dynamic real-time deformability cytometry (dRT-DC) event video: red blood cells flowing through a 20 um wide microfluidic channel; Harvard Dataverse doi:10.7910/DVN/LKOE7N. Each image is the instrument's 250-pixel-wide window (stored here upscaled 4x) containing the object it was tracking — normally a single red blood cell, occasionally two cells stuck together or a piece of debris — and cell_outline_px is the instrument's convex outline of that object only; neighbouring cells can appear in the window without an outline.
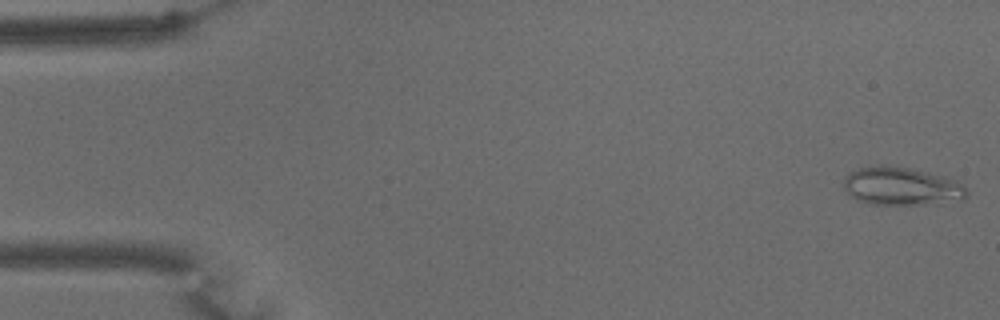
{"species": "common noctule bat (a hibernating species)", "species_latin": "Nyctalus noctula", "temperature_condition": "warm", "stored_images_in_passage": 58, "camera_frame_rate_fps": 3000, "um_per_image_px": 0.085, "animal": {"sex": "male", "body_mass_g": 15.6}, "frame": {"image": 1, "passage_image": 1, "time_ms": 0.0, "image_size_px": [1000, 320], "cell_outline_px": [[968, 196], [964, 200], [940, 204], [868, 204], [856, 200], [848, 196], [844, 188], [844, 176], [848, 172], [860, 168], [884, 164], [908, 168], [928, 172], [944, 176], [956, 180], [968, 192]], "centroid_in_image_um": [76.62, 15.84], "position_along_channel_um": 8.4, "area_um2": 27.8}}
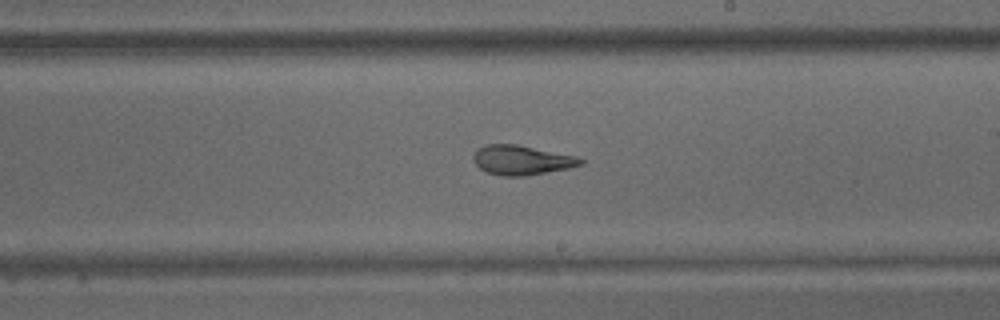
{"frame": {"image": 2, "passage_image": 33, "time_ms": 10.667, "image_size_px": [1000, 320], "cell_outline_px": [[584, 164], [568, 168], [524, 176], [504, 176], [484, 172], [472, 160], [472, 156], [476, 148], [484, 144], [516, 144], [576, 156], [584, 160]], "centroid_in_image_um": [44.28, 13.6], "position_along_channel_um": 244.7, "area_um2": 18.55}}
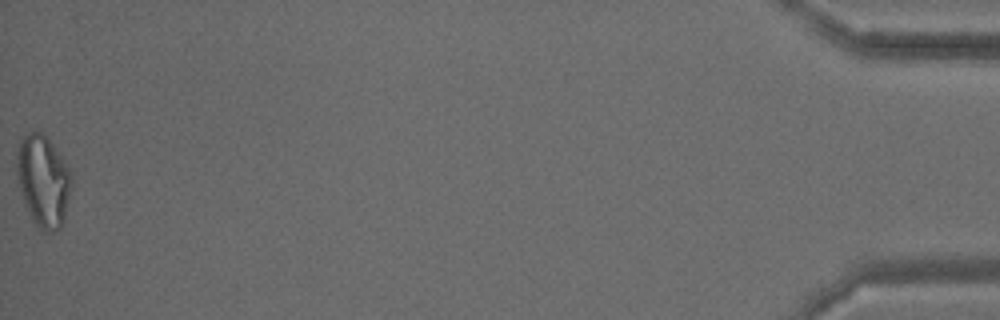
{"frame": {"image": 3, "passage_image": 58, "time_ms": 19.0, "image_size_px": [1000, 320], "cell_outline_px": [[72, 184], [64, 220], [60, 228], [52, 232], [40, 232], [36, 228], [32, 220], [24, 200], [20, 188], [16, 172], [16, 156], [20, 136], [32, 128], [36, 128], [44, 132], [72, 172]], "centroid_in_image_um": [3.66, 15.32], "position_along_channel_um": 431.5, "area_um2": 30.0}, "authors_computed_cell_mechanics": {"area_um2": 22.1663, "velocity_mm_per_s": 3.454, "shape_relaxation_time_tau1_ms": null, "shape_relaxation_time_tau2_ms": 1.5871, "deformation_change_tau1": null, "deformation_change_tau2": 0.0946}}